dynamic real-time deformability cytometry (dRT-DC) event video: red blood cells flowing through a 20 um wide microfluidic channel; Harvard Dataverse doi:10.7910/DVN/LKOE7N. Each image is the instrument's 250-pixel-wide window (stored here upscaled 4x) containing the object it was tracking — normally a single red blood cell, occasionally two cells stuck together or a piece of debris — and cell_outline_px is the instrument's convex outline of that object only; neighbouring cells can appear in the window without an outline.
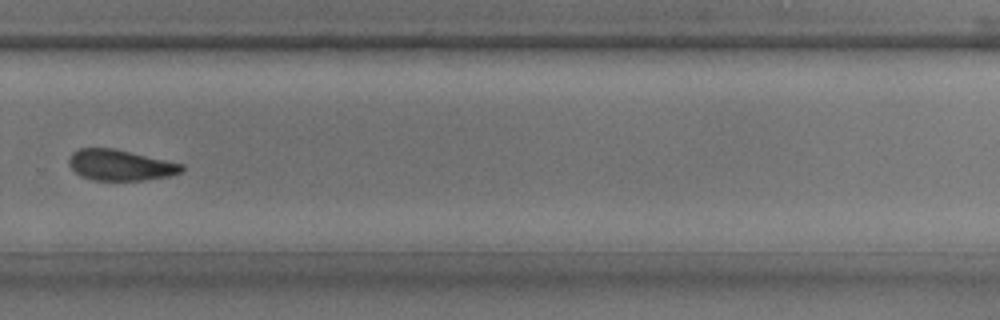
{"species": "common noctule bat (a hibernating species)", "species_latin": "Nyctalus noctula", "temperature_condition": "room temperature", "stored_images_in_passage": 33, "camera_frame_rate_fps": 3000, "um_per_image_px": 0.085, "animal": {"sex": "male", "body_mass_g": 17.9, "forearm_length_mm": 54.2}, "frame": {"image": 1, "passage_image": 24, "time_ms": 7.667, "image_size_px": [1000, 320], "cell_outline_px": [[184, 168], [180, 172], [168, 176], [144, 180], [92, 180], [80, 176], [68, 164], [68, 160], [72, 152], [76, 148], [112, 148], [184, 164]], "centroid_in_image_um": [10.18, 14.03], "position_along_channel_um": 319.6, "area_um2": 20.17}}